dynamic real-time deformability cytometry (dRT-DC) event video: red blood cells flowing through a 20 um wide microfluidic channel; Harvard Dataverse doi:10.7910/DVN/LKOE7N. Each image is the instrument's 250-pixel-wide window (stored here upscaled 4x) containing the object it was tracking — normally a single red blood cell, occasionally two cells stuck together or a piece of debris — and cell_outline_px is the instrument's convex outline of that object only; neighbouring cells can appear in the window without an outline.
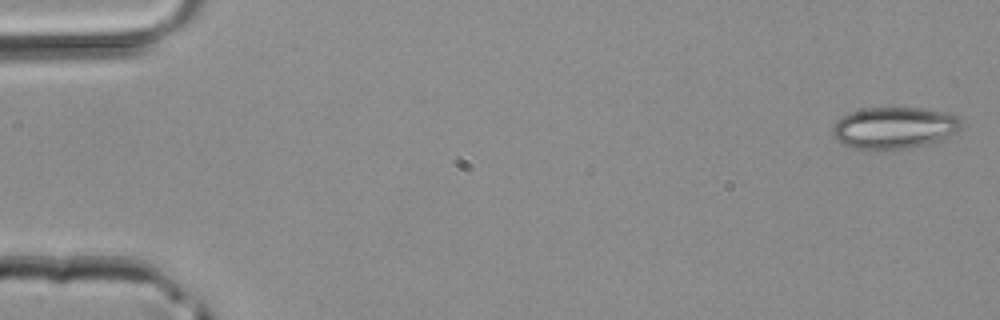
{"species": "common noctule bat (a hibernating species)", "species_latin": "Nyctalus noctula", "temperature_condition": "room temperature", "stored_images_in_passage": 45, "camera_frame_rate_fps": 3000, "um_per_image_px": 0.085, "animal": {"sex": "male", "body_mass_g": 20.4}, "frame": {"image": 1, "passage_image": 1, "time_ms": 0.0, "image_size_px": [1000, 320], "cell_outline_px": [[964, 128], [940, 140], [928, 144], [908, 148], [852, 148], [836, 140], [832, 132], [832, 128], [836, 120], [840, 116], [864, 108], [924, 108], [948, 112], [960, 116], [964, 124]], "centroid_in_image_um": [76.07, 10.84], "position_along_channel_um": 8.9, "area_um2": 31.44}}
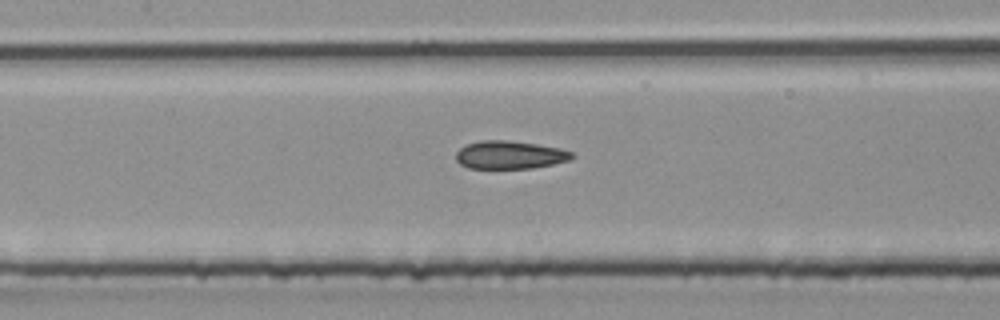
{"frame": {"image": 2, "passage_image": 21, "time_ms": 6.667, "image_size_px": [1000, 320], "cell_outline_px": [[576, 156], [568, 160], [552, 164], [532, 168], [468, 168], [460, 164], [456, 160], [456, 152], [460, 148], [468, 144], [480, 140], [508, 140], [536, 144], [560, 148], [572, 152]], "centroid_in_image_um": [43.32, 13.16], "position_along_channel_um": 164.1, "area_um2": 18.9}}
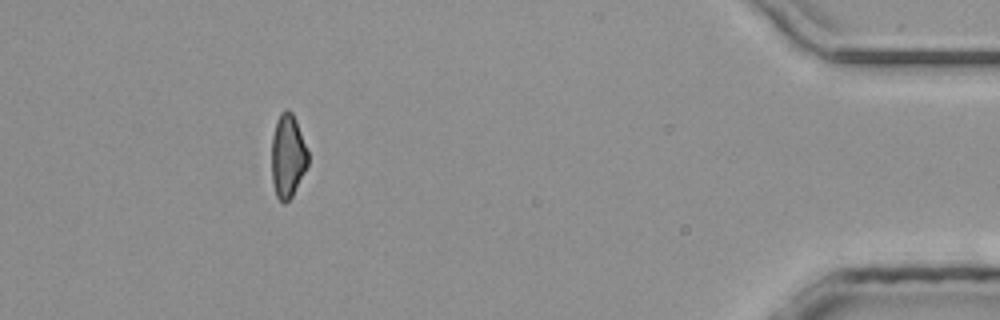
{"frame": {"image": 3, "passage_image": 41, "time_ms": 13.333, "image_size_px": [1000, 320], "cell_outline_px": [[308, 164], [292, 196], [284, 204], [276, 196], [272, 180], [272, 136], [276, 120], [280, 112], [284, 108], [288, 108], [292, 112], [296, 120], [308, 152]], "centroid_in_image_um": [24.45, 13.22], "position_along_channel_um": 410.8, "area_um2": 17.69}}